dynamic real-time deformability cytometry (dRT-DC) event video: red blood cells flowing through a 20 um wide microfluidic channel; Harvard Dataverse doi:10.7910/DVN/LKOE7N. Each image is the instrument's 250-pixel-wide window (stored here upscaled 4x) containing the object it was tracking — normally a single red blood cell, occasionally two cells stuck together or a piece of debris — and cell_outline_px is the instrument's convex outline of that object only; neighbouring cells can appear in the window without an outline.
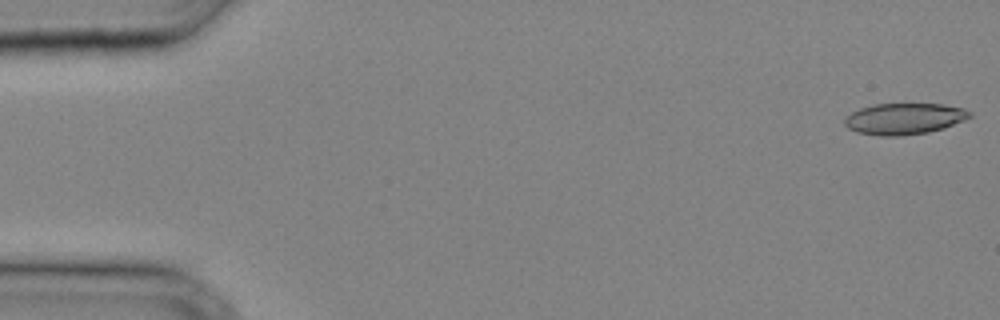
{"species": "common noctule bat (a hibernating species)", "species_latin": "Nyctalus noctula", "temperature_condition": "cold", "stored_images_in_passage": 33, "camera_frame_rate_fps": 3000, "um_per_image_px": 0.085, "animal": {"sex": "male", "body_mass_g": 20.4}, "frame": {"image": 1, "passage_image": 1, "time_ms": 0.0, "image_size_px": [1000, 320], "cell_outline_px": [[972, 116], [964, 120], [944, 128], [928, 132], [900, 136], [880, 136], [856, 132], [848, 128], [844, 124], [844, 116], [860, 108], [872, 104], [944, 104], [964, 108], [972, 112]], "centroid_in_image_um": [76.85, 10.09], "position_along_channel_um": 8.2, "area_um2": 23.0}}
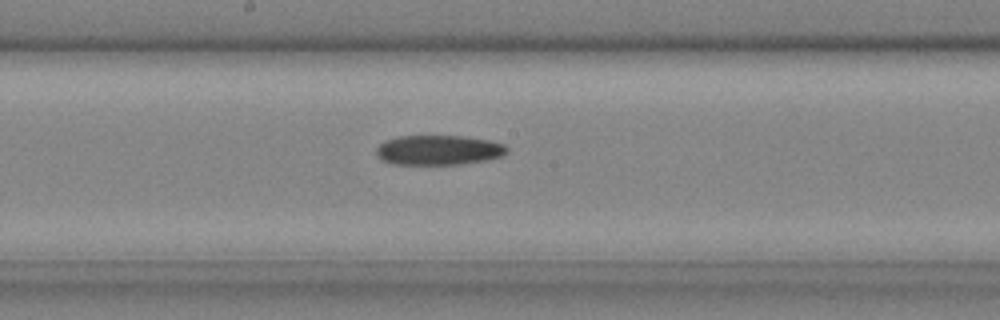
{"frame": {"image": 2, "passage_image": 19, "time_ms": 6.0, "image_size_px": [1000, 320], "cell_outline_px": [[508, 152], [504, 156], [488, 160], [460, 164], [392, 164], [380, 160], [376, 156], [376, 148], [384, 140], [400, 136], [460, 136], [488, 140], [504, 144], [508, 148]], "centroid_in_image_um": [37.27, 12.76], "position_along_channel_um": 210.9, "area_um2": 22.89}}
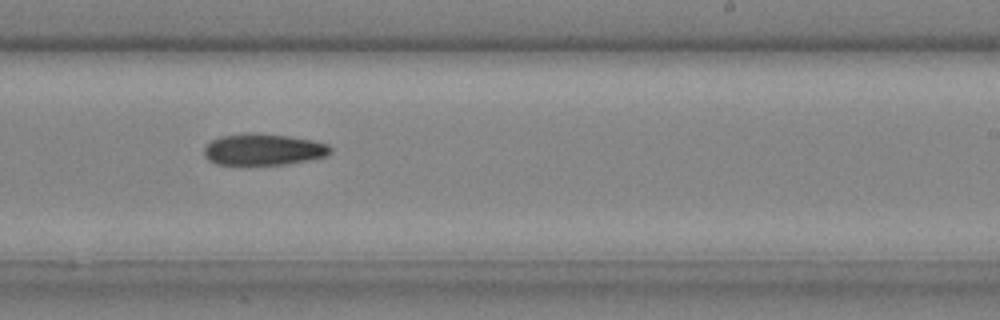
{"frame": {"image": 3, "passage_image": 22, "time_ms": 7.0, "image_size_px": [1000, 320], "cell_outline_px": [[332, 152], [328, 156], [312, 160], [288, 164], [216, 164], [208, 160], [204, 156], [204, 148], [212, 140], [220, 136], [252, 132], [288, 136], [312, 140], [328, 144], [332, 148]], "centroid_in_image_um": [22.43, 12.7], "position_along_channel_um": 266.6, "area_um2": 23.35}}